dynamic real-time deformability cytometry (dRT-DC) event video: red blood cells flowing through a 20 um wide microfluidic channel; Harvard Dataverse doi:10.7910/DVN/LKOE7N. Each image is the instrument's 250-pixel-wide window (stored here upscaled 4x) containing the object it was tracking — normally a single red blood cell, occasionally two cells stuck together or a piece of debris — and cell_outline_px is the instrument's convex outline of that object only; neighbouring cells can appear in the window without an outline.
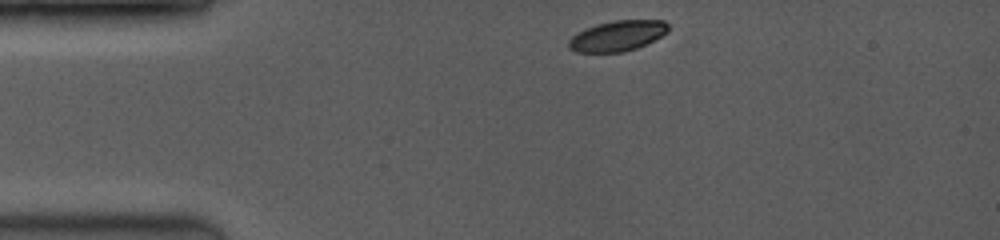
{"species": "common noctule bat (a hibernating species)", "species_latin": "Nyctalus noctula", "temperature_condition": "room temperature", "stored_images_in_passage": 47, "camera_frame_rate_fps": 3500, "um_per_image_px": 0.085, "animal": {"sex": "female", "body_mass_g": 19.0, "forearm_length_mm": 53.3}, "frame": {"image": 1, "passage_image": 1, "time_ms": 0.0, "image_size_px": [1000, 240], "cell_outline_px": [[668, 32], [636, 48], [624, 52], [576, 52], [568, 48], [568, 40], [572, 36], [596, 24], [616, 20], [664, 20], [668, 24]], "centroid_in_image_um": [52.47, 3.05], "position_along_channel_um": 32.5, "area_um2": 17.46}}
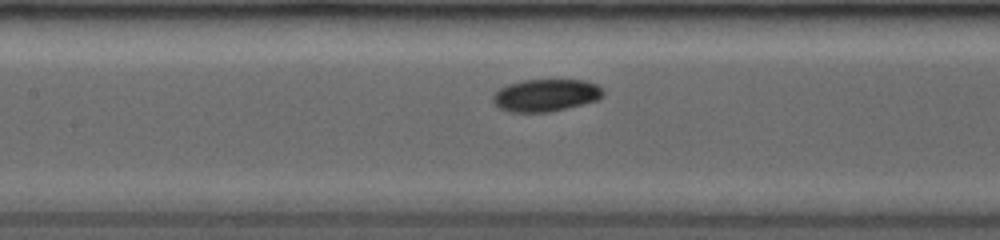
{"frame": {"image": 2, "passage_image": 19, "time_ms": 4.286, "image_size_px": [1000, 240], "cell_outline_px": [[604, 92], [596, 100], [568, 108], [548, 112], [512, 112], [500, 108], [492, 100], [492, 96], [500, 88], [508, 84], [524, 80], [584, 80], [596, 84]], "centroid_in_image_um": [46.37, 8.09], "position_along_channel_um": 161.0, "area_um2": 20.52}}
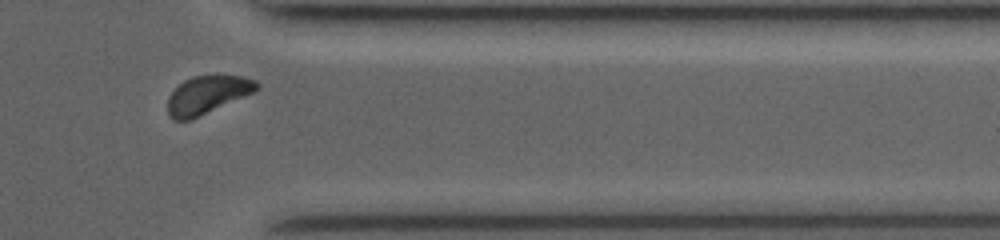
{"frame": {"image": 3, "passage_image": 42, "time_ms": 10.0, "image_size_px": [1000, 240], "cell_outline_px": [[260, 88], [252, 92], [192, 120], [172, 120], [168, 112], [168, 96], [184, 80], [192, 76], [216, 72], [220, 72], [244, 76], [256, 80], [260, 84]], "centroid_in_image_um": [17.65, 8.0], "position_along_channel_um": 393.8, "area_um2": 20.29}, "authors_computed_cell_mechanics": {"area_um2": 20.4612, "velocity_mm_per_s": 4.0808, "shape_relaxation_time_tau1_ms": 0.9754, "shape_relaxation_time_tau2_ms": 3.9843, "deformation_change_tau1": 0.0579, "deformation_change_tau2": 0.0668}}